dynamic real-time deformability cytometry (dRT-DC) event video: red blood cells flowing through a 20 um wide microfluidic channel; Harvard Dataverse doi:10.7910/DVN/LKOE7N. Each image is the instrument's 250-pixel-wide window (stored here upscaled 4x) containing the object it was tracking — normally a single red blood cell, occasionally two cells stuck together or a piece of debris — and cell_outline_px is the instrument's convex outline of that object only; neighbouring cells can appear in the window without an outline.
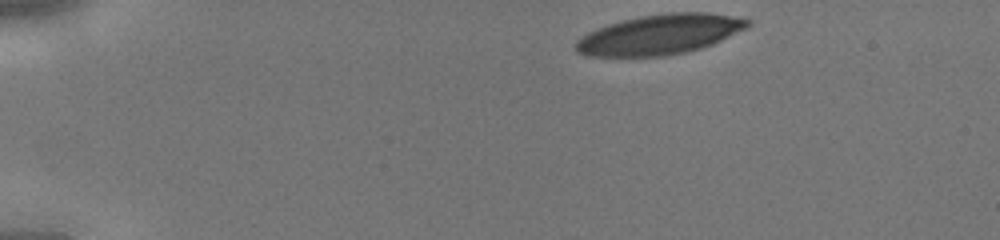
{"species": "human", "species_latin": "Homo sapiens", "temperature_condition": "cold", "stored_images_in_passage": 33, "camera_frame_rate_fps": 3000, "um_per_image_px": 0.085, "donor": {"sex": "male"}, "frame": {"image": 1, "passage_image": 1, "time_ms": 0.0, "image_size_px": [1000, 240], "cell_outline_px": [[752, 24], [748, 28], [712, 44], [700, 48], [684, 52], [664, 56], [588, 56], [576, 52], [572, 44], [580, 36], [596, 28], [608, 24], [640, 16], [668, 12], [708, 12], [744, 16], [752, 20]], "centroid_in_image_um": [56.12, 2.91], "position_along_channel_um": 28.9, "area_um2": 40.63}}
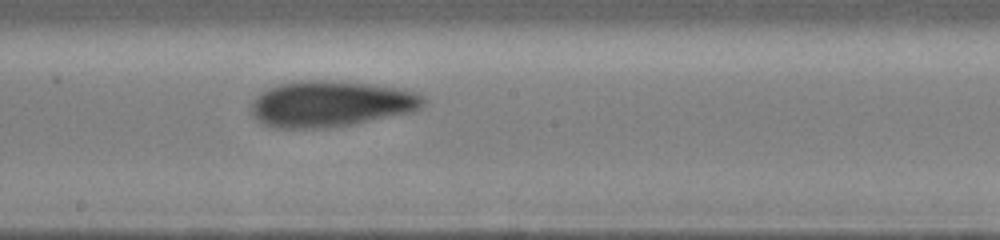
{"frame": {"image": 2, "passage_image": 19, "time_ms": 6.0, "image_size_px": [1000, 240], "cell_outline_px": [[428, 100], [420, 108], [412, 112], [352, 124], [328, 128], [280, 128], [264, 124], [252, 116], [248, 108], [252, 100], [260, 92], [268, 88], [280, 84], [300, 80], [324, 80], [368, 84], [400, 88], [416, 92], [424, 96]], "centroid_in_image_um": [28.09, 8.83], "position_along_channel_um": 220.1, "area_um2": 46.41}}
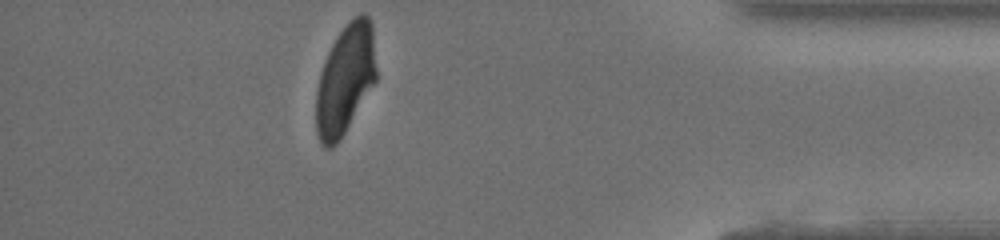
{"frame": {"image": 3, "passage_image": 33, "time_ms": 10.667, "image_size_px": [1000, 240], "cell_outline_px": [[376, 80], [340, 140], [332, 148], [324, 148], [320, 144], [316, 132], [316, 88], [320, 72], [324, 60], [332, 44], [340, 32], [360, 12], [364, 12], [368, 16], [372, 24], [376, 68]], "centroid_in_image_um": [29.32, 6.79], "position_along_channel_um": 405.9, "area_um2": 38.44}}